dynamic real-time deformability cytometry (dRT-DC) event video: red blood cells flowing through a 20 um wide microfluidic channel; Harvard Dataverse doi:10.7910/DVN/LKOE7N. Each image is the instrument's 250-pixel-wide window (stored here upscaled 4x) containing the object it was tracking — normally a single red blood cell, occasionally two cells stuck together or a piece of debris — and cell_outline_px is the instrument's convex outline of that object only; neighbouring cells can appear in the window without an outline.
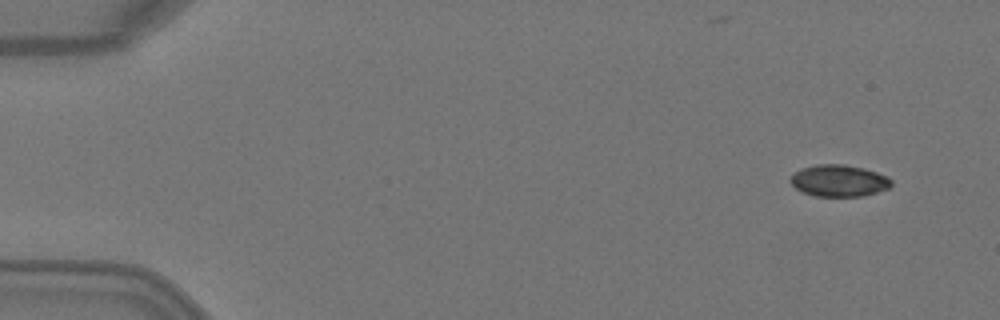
{"species": "Egyptian fruit bat (a non-hibernating species)", "species_latin": "Rousettus aegyptiacus", "temperature_condition": "warm", "stored_images_in_passage": 5, "segment_of_instrument_passage": [1, 2], "camera_frame_rate_fps": 3000, "um_per_image_px": 0.085, "animal": {"sex": "female"}, "frame": {"image": 1, "passage_image": 1, "time_ms": 0.0, "image_size_px": [1000, 320], "cell_outline_px": [[892, 184], [888, 188], [864, 196], [812, 196], [796, 188], [788, 180], [800, 168], [816, 164], [844, 164], [864, 168], [888, 176], [892, 180]], "centroid_in_image_um": [71.31, 15.35], "position_along_channel_um": 13.7, "area_um2": 18.73}}
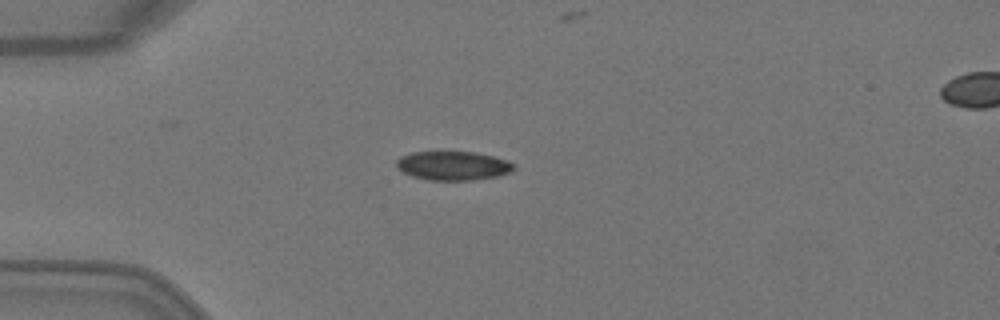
{"frame": {"image": 2, "passage_image": 4, "time_ms": 1.0, "image_size_px": [1000, 320], "cell_outline_px": [[516, 168], [500, 176], [472, 180], [428, 180], [412, 176], [396, 168], [396, 160], [400, 156], [412, 152], [476, 152], [508, 160]], "centroid_in_image_um": [38.49, 14.08], "position_along_channel_um": 46.5, "area_um2": 19.83}}